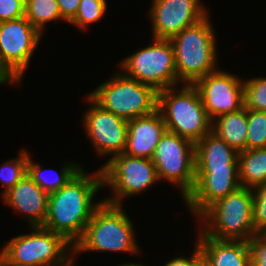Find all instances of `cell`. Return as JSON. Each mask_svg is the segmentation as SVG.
<instances>
[{"label": "cell", "instance_id": "8fae6325", "mask_svg": "<svg viewBox=\"0 0 266 266\" xmlns=\"http://www.w3.org/2000/svg\"><path fill=\"white\" fill-rule=\"evenodd\" d=\"M42 34L24 17L0 22V65L17 82L23 78Z\"/></svg>", "mask_w": 266, "mask_h": 266}, {"label": "cell", "instance_id": "836d02e7", "mask_svg": "<svg viewBox=\"0 0 266 266\" xmlns=\"http://www.w3.org/2000/svg\"><path fill=\"white\" fill-rule=\"evenodd\" d=\"M17 83L10 75L9 73L0 65V84L4 83Z\"/></svg>", "mask_w": 266, "mask_h": 266}, {"label": "cell", "instance_id": "f1b7e54d", "mask_svg": "<svg viewBox=\"0 0 266 266\" xmlns=\"http://www.w3.org/2000/svg\"><path fill=\"white\" fill-rule=\"evenodd\" d=\"M25 16V0H0V22Z\"/></svg>", "mask_w": 266, "mask_h": 266}, {"label": "cell", "instance_id": "603a6c76", "mask_svg": "<svg viewBox=\"0 0 266 266\" xmlns=\"http://www.w3.org/2000/svg\"><path fill=\"white\" fill-rule=\"evenodd\" d=\"M25 18L41 34L48 22L62 19L57 0H25Z\"/></svg>", "mask_w": 266, "mask_h": 266}, {"label": "cell", "instance_id": "7402d4cb", "mask_svg": "<svg viewBox=\"0 0 266 266\" xmlns=\"http://www.w3.org/2000/svg\"><path fill=\"white\" fill-rule=\"evenodd\" d=\"M42 167L40 164H36L30 158L28 153V163H27V174L28 176L47 194H51L56 192L63 186H65L71 178H73L81 169L78 164L74 163H65L62 167L61 171L56 176H52L51 178L42 174ZM49 178V179H48Z\"/></svg>", "mask_w": 266, "mask_h": 266}, {"label": "cell", "instance_id": "6da1fadb", "mask_svg": "<svg viewBox=\"0 0 266 266\" xmlns=\"http://www.w3.org/2000/svg\"><path fill=\"white\" fill-rule=\"evenodd\" d=\"M83 168L70 181L49 194L48 212L43 227L62 235L73 246L82 237L94 211L103 200L92 203L103 187L101 169L87 174Z\"/></svg>", "mask_w": 266, "mask_h": 266}, {"label": "cell", "instance_id": "8d00e7d4", "mask_svg": "<svg viewBox=\"0 0 266 266\" xmlns=\"http://www.w3.org/2000/svg\"><path fill=\"white\" fill-rule=\"evenodd\" d=\"M0 266H6V263L0 258Z\"/></svg>", "mask_w": 266, "mask_h": 266}, {"label": "cell", "instance_id": "7c38bea8", "mask_svg": "<svg viewBox=\"0 0 266 266\" xmlns=\"http://www.w3.org/2000/svg\"><path fill=\"white\" fill-rule=\"evenodd\" d=\"M193 85L198 89L211 121L244 107L243 81L234 74L218 69L200 78Z\"/></svg>", "mask_w": 266, "mask_h": 266}, {"label": "cell", "instance_id": "7a4b0ae2", "mask_svg": "<svg viewBox=\"0 0 266 266\" xmlns=\"http://www.w3.org/2000/svg\"><path fill=\"white\" fill-rule=\"evenodd\" d=\"M133 224L121 205L105 203L94 211L82 237L73 246V256L80 252L139 253Z\"/></svg>", "mask_w": 266, "mask_h": 266}, {"label": "cell", "instance_id": "277c9868", "mask_svg": "<svg viewBox=\"0 0 266 266\" xmlns=\"http://www.w3.org/2000/svg\"><path fill=\"white\" fill-rule=\"evenodd\" d=\"M175 89L174 86L158 92L157 109L168 131L196 143L212 131V121L193 84H183L181 90Z\"/></svg>", "mask_w": 266, "mask_h": 266}, {"label": "cell", "instance_id": "4316f807", "mask_svg": "<svg viewBox=\"0 0 266 266\" xmlns=\"http://www.w3.org/2000/svg\"><path fill=\"white\" fill-rule=\"evenodd\" d=\"M105 11L106 0H81L75 17L69 23L85 29L90 23L99 21L105 15Z\"/></svg>", "mask_w": 266, "mask_h": 266}, {"label": "cell", "instance_id": "52a82bcc", "mask_svg": "<svg viewBox=\"0 0 266 266\" xmlns=\"http://www.w3.org/2000/svg\"><path fill=\"white\" fill-rule=\"evenodd\" d=\"M116 74L87 94L97 105L126 121L157 110L158 92L153 87Z\"/></svg>", "mask_w": 266, "mask_h": 266}, {"label": "cell", "instance_id": "2e32d148", "mask_svg": "<svg viewBox=\"0 0 266 266\" xmlns=\"http://www.w3.org/2000/svg\"><path fill=\"white\" fill-rule=\"evenodd\" d=\"M5 204L28 219L31 226H43L49 203V194L26 174L18 183L2 194Z\"/></svg>", "mask_w": 266, "mask_h": 266}, {"label": "cell", "instance_id": "8992f818", "mask_svg": "<svg viewBox=\"0 0 266 266\" xmlns=\"http://www.w3.org/2000/svg\"><path fill=\"white\" fill-rule=\"evenodd\" d=\"M30 234L13 237L0 252L10 266H67L74 259L73 245L43 226H31ZM71 249V250H70ZM68 251L71 253L68 257Z\"/></svg>", "mask_w": 266, "mask_h": 266}, {"label": "cell", "instance_id": "ffe728a7", "mask_svg": "<svg viewBox=\"0 0 266 266\" xmlns=\"http://www.w3.org/2000/svg\"><path fill=\"white\" fill-rule=\"evenodd\" d=\"M212 132L237 152L246 150L247 109L216 117L212 121Z\"/></svg>", "mask_w": 266, "mask_h": 266}, {"label": "cell", "instance_id": "5bb4252c", "mask_svg": "<svg viewBox=\"0 0 266 266\" xmlns=\"http://www.w3.org/2000/svg\"><path fill=\"white\" fill-rule=\"evenodd\" d=\"M152 37L170 40L188 26L207 16L200 0H152Z\"/></svg>", "mask_w": 266, "mask_h": 266}, {"label": "cell", "instance_id": "44dd1931", "mask_svg": "<svg viewBox=\"0 0 266 266\" xmlns=\"http://www.w3.org/2000/svg\"><path fill=\"white\" fill-rule=\"evenodd\" d=\"M238 170L242 187L253 189L257 185L266 183V148L239 152Z\"/></svg>", "mask_w": 266, "mask_h": 266}, {"label": "cell", "instance_id": "4dcf8cb0", "mask_svg": "<svg viewBox=\"0 0 266 266\" xmlns=\"http://www.w3.org/2000/svg\"><path fill=\"white\" fill-rule=\"evenodd\" d=\"M81 0H57L62 20L70 22L76 15Z\"/></svg>", "mask_w": 266, "mask_h": 266}, {"label": "cell", "instance_id": "ac0fdd59", "mask_svg": "<svg viewBox=\"0 0 266 266\" xmlns=\"http://www.w3.org/2000/svg\"><path fill=\"white\" fill-rule=\"evenodd\" d=\"M238 154L211 131L195 143V171L238 170Z\"/></svg>", "mask_w": 266, "mask_h": 266}, {"label": "cell", "instance_id": "d4e9b609", "mask_svg": "<svg viewBox=\"0 0 266 266\" xmlns=\"http://www.w3.org/2000/svg\"><path fill=\"white\" fill-rule=\"evenodd\" d=\"M28 163V151L22 150L19 158H13L6 161L0 167V181L5 185L4 193L14 187L26 174Z\"/></svg>", "mask_w": 266, "mask_h": 266}, {"label": "cell", "instance_id": "ba28073f", "mask_svg": "<svg viewBox=\"0 0 266 266\" xmlns=\"http://www.w3.org/2000/svg\"><path fill=\"white\" fill-rule=\"evenodd\" d=\"M120 67L124 75L157 92L179 84L170 40L153 38L152 44L129 55L121 61Z\"/></svg>", "mask_w": 266, "mask_h": 266}, {"label": "cell", "instance_id": "5b68a950", "mask_svg": "<svg viewBox=\"0 0 266 266\" xmlns=\"http://www.w3.org/2000/svg\"><path fill=\"white\" fill-rule=\"evenodd\" d=\"M206 236L220 240L248 241L257 234L253 223V189L241 187L218 199L200 216Z\"/></svg>", "mask_w": 266, "mask_h": 266}, {"label": "cell", "instance_id": "83f0119b", "mask_svg": "<svg viewBox=\"0 0 266 266\" xmlns=\"http://www.w3.org/2000/svg\"><path fill=\"white\" fill-rule=\"evenodd\" d=\"M253 223L257 233L266 227V183L253 188Z\"/></svg>", "mask_w": 266, "mask_h": 266}, {"label": "cell", "instance_id": "4fadbf2b", "mask_svg": "<svg viewBox=\"0 0 266 266\" xmlns=\"http://www.w3.org/2000/svg\"><path fill=\"white\" fill-rule=\"evenodd\" d=\"M92 105L84 115L83 126L99 155L112 157L124 153L128 136V121L101 108L88 95Z\"/></svg>", "mask_w": 266, "mask_h": 266}, {"label": "cell", "instance_id": "1f68e13d", "mask_svg": "<svg viewBox=\"0 0 266 266\" xmlns=\"http://www.w3.org/2000/svg\"><path fill=\"white\" fill-rule=\"evenodd\" d=\"M193 252V266H211L209 260L201 253L198 244Z\"/></svg>", "mask_w": 266, "mask_h": 266}, {"label": "cell", "instance_id": "cb8c5ba5", "mask_svg": "<svg viewBox=\"0 0 266 266\" xmlns=\"http://www.w3.org/2000/svg\"><path fill=\"white\" fill-rule=\"evenodd\" d=\"M266 148V112L247 109L246 149Z\"/></svg>", "mask_w": 266, "mask_h": 266}, {"label": "cell", "instance_id": "484cf974", "mask_svg": "<svg viewBox=\"0 0 266 266\" xmlns=\"http://www.w3.org/2000/svg\"><path fill=\"white\" fill-rule=\"evenodd\" d=\"M244 107L266 112V77L243 81Z\"/></svg>", "mask_w": 266, "mask_h": 266}, {"label": "cell", "instance_id": "d590c367", "mask_svg": "<svg viewBox=\"0 0 266 266\" xmlns=\"http://www.w3.org/2000/svg\"><path fill=\"white\" fill-rule=\"evenodd\" d=\"M259 234H260L264 239H266V227L263 228V229L259 232Z\"/></svg>", "mask_w": 266, "mask_h": 266}, {"label": "cell", "instance_id": "9a60e30c", "mask_svg": "<svg viewBox=\"0 0 266 266\" xmlns=\"http://www.w3.org/2000/svg\"><path fill=\"white\" fill-rule=\"evenodd\" d=\"M241 187L239 170L195 171V187L184 201L191 213L199 217L218 199Z\"/></svg>", "mask_w": 266, "mask_h": 266}, {"label": "cell", "instance_id": "30bf717a", "mask_svg": "<svg viewBox=\"0 0 266 266\" xmlns=\"http://www.w3.org/2000/svg\"><path fill=\"white\" fill-rule=\"evenodd\" d=\"M103 188L107 185L114 197L103 199L105 203L123 205L122 198L132 197L147 190L158 181L156 167L151 159L133 157L125 153L110 158L101 167Z\"/></svg>", "mask_w": 266, "mask_h": 266}, {"label": "cell", "instance_id": "3957f363", "mask_svg": "<svg viewBox=\"0 0 266 266\" xmlns=\"http://www.w3.org/2000/svg\"><path fill=\"white\" fill-rule=\"evenodd\" d=\"M208 15L170 39L178 81L194 84L217 69L215 31Z\"/></svg>", "mask_w": 266, "mask_h": 266}, {"label": "cell", "instance_id": "e575fe53", "mask_svg": "<svg viewBox=\"0 0 266 266\" xmlns=\"http://www.w3.org/2000/svg\"><path fill=\"white\" fill-rule=\"evenodd\" d=\"M118 266H144L142 264H137V263H124V264H119Z\"/></svg>", "mask_w": 266, "mask_h": 266}, {"label": "cell", "instance_id": "d6986e66", "mask_svg": "<svg viewBox=\"0 0 266 266\" xmlns=\"http://www.w3.org/2000/svg\"><path fill=\"white\" fill-rule=\"evenodd\" d=\"M198 234L197 244L211 266H251L247 241L215 239L201 230Z\"/></svg>", "mask_w": 266, "mask_h": 266}, {"label": "cell", "instance_id": "e0dca14e", "mask_svg": "<svg viewBox=\"0 0 266 266\" xmlns=\"http://www.w3.org/2000/svg\"><path fill=\"white\" fill-rule=\"evenodd\" d=\"M166 130V124L158 109L151 114L129 120L124 153L133 157L151 159Z\"/></svg>", "mask_w": 266, "mask_h": 266}, {"label": "cell", "instance_id": "f546056e", "mask_svg": "<svg viewBox=\"0 0 266 266\" xmlns=\"http://www.w3.org/2000/svg\"><path fill=\"white\" fill-rule=\"evenodd\" d=\"M251 266H266V239L259 233L248 241Z\"/></svg>", "mask_w": 266, "mask_h": 266}, {"label": "cell", "instance_id": "9c48e42d", "mask_svg": "<svg viewBox=\"0 0 266 266\" xmlns=\"http://www.w3.org/2000/svg\"><path fill=\"white\" fill-rule=\"evenodd\" d=\"M151 161L156 167L158 180L177 184L185 200L195 187V143L166 130Z\"/></svg>", "mask_w": 266, "mask_h": 266}, {"label": "cell", "instance_id": "d6a6232c", "mask_svg": "<svg viewBox=\"0 0 266 266\" xmlns=\"http://www.w3.org/2000/svg\"><path fill=\"white\" fill-rule=\"evenodd\" d=\"M165 266H193V255L191 257H177L165 264Z\"/></svg>", "mask_w": 266, "mask_h": 266}, {"label": "cell", "instance_id": "74e56055", "mask_svg": "<svg viewBox=\"0 0 266 266\" xmlns=\"http://www.w3.org/2000/svg\"><path fill=\"white\" fill-rule=\"evenodd\" d=\"M73 263H74V262L72 261V262H71L69 265H67V266H73Z\"/></svg>", "mask_w": 266, "mask_h": 266}]
</instances>
